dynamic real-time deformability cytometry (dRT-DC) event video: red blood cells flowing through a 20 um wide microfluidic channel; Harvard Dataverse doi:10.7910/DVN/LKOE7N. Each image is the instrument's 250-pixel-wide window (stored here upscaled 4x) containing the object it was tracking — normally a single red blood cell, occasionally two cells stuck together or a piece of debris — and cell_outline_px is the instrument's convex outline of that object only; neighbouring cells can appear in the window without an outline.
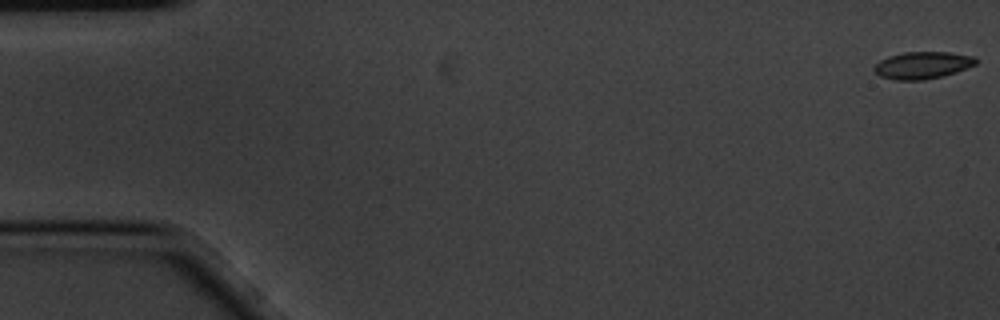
{"species": "common noctule bat (a hibernating species)", "species_latin": "Nyctalus noctula", "temperature_condition": "cold", "stored_images_in_passage": 5, "camera_frame_rate_fps": 3000, "um_per_image_px": 0.085, "animal": {"sex": "male", "body_mass_g": 20.1, "forearm_length_mm": 53.5}, "frame": {"image": 1, "passage_image": 1, "time_ms": 0.0, "image_size_px": [1000, 320], "cell_outline_px": [[976, 64], [956, 72], [944, 76], [924, 80], [896, 80], [880, 76], [872, 72], [872, 68], [880, 60], [888, 56], [904, 52], [948, 52], [972, 56], [976, 60]], "centroid_in_image_um": [78.36, 5.55], "position_along_channel_um": 6.6, "area_um2": 16.13}}
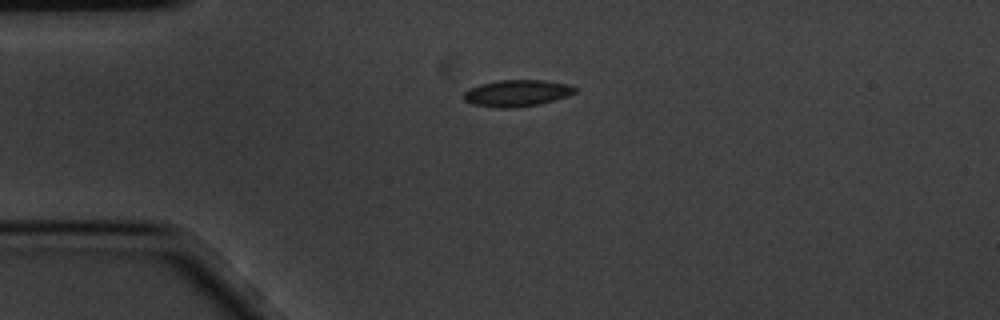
{"frame": {"image": 2, "passage_image": 4, "time_ms": 1.0, "image_size_px": [1000, 320], "cell_outline_px": [[576, 92], [568, 96], [540, 104], [512, 108], [496, 108], [472, 104], [464, 100], [464, 92], [468, 88], [480, 84], [500, 80], [544, 80], [568, 84], [576, 88]], "centroid_in_image_um": [43.93, 7.92], "position_along_channel_um": 41.1, "area_um2": 17.34}}